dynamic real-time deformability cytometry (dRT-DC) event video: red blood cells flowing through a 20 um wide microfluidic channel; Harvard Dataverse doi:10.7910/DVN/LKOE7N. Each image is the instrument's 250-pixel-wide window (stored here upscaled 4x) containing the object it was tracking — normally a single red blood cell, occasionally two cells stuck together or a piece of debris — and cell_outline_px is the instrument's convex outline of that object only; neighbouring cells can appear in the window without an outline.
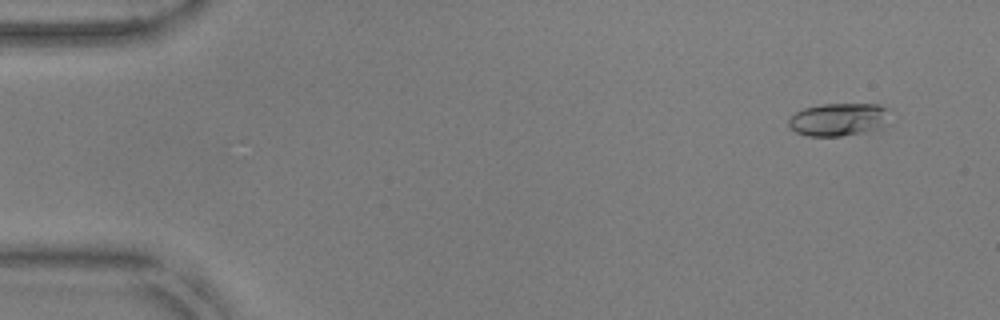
{"species": "common noctule bat (a hibernating species)", "species_latin": "Nyctalus noctula", "temperature_condition": "warm", "stored_images_in_passage": 20, "camera_frame_rate_fps": 3000, "um_per_image_px": 0.085, "animal": {"sex": "male", "body_mass_g": 17.9, "forearm_length_mm": 54.2}, "frame": {"image": 1, "passage_image": 4, "time_ms": 1.0, "image_size_px": [1000, 320], "cell_outline_px": [[888, 108], [880, 128], [864, 132], [840, 136], [808, 136], [796, 132], [788, 124], [788, 120], [796, 112], [804, 108], [820, 104], [876, 104]], "centroid_in_image_um": [71.2, 10.15], "position_along_channel_um": 13.8, "area_um2": 18.96}}
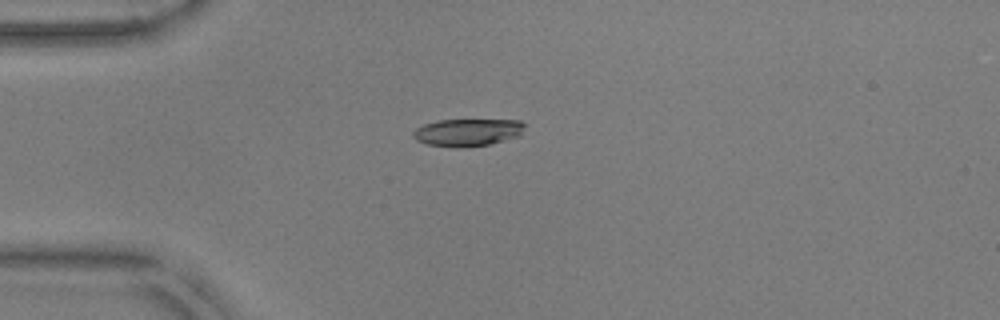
{"frame": {"image": 2, "passage_image": 14, "time_ms": 4.333, "image_size_px": [1000, 320], "cell_outline_px": [[524, 124], [520, 136], [488, 144], [464, 148], [456, 148], [428, 144], [416, 140], [412, 136], [412, 132], [416, 128], [424, 124], [436, 120], [520, 120]], "centroid_in_image_um": [39.71, 11.25], "position_along_channel_um": 45.3, "area_um2": 17.86}}